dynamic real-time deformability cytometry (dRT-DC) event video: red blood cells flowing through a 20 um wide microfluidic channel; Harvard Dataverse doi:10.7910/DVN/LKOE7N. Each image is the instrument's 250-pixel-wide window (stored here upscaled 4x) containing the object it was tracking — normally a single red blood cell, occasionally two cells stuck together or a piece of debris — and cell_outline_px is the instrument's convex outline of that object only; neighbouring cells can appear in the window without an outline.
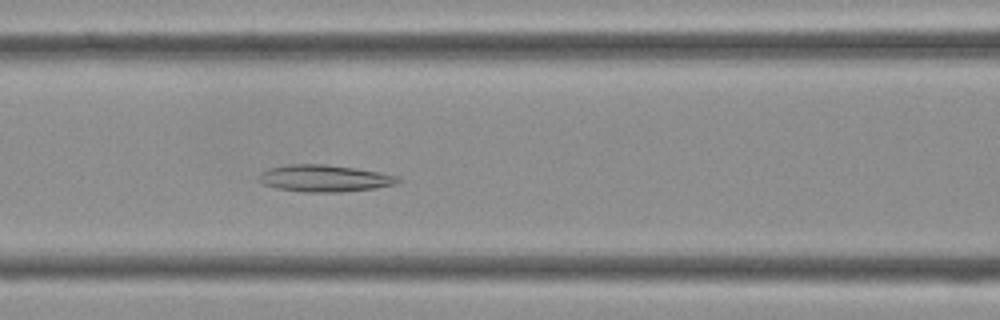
{"species": "Egyptian fruit bat (a non-hibernating species)", "species_latin": "Rousettus aegyptiacus", "temperature_condition": "cold", "stored_images_in_passage": 38, "camera_frame_rate_fps": 3000, "um_per_image_px": 0.085, "frame": {"image": 1, "passage_image": 13, "time_ms": 4.0, "image_size_px": [1000, 320], "cell_outline_px": [[404, 180], [396, 184], [376, 188], [340, 192], [304, 192], [276, 188], [264, 184], [260, 180], [260, 172], [268, 168], [288, 164], [324, 164], [356, 168], [380, 172], [396, 176]], "centroid_in_image_um": [27.61, 15.15], "position_along_channel_um": 139.0, "area_um2": 21.85}}
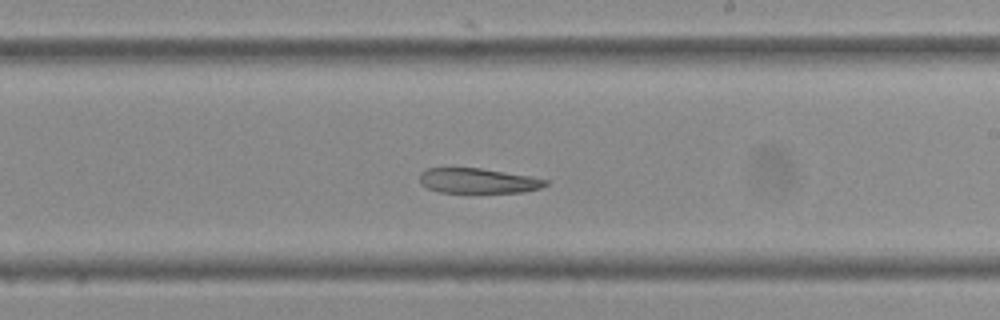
{"frame": {"image": 2, "passage_image": 20, "time_ms": 6.333, "image_size_px": [1000, 320], "cell_outline_px": [[548, 184], [540, 188], [524, 192], [440, 192], [428, 188], [420, 184], [420, 172], [428, 168], [480, 168], [532, 176], [548, 180]], "centroid_in_image_um": [40.64, 15.36], "position_along_channel_um": 248.4, "area_um2": 18.32}}
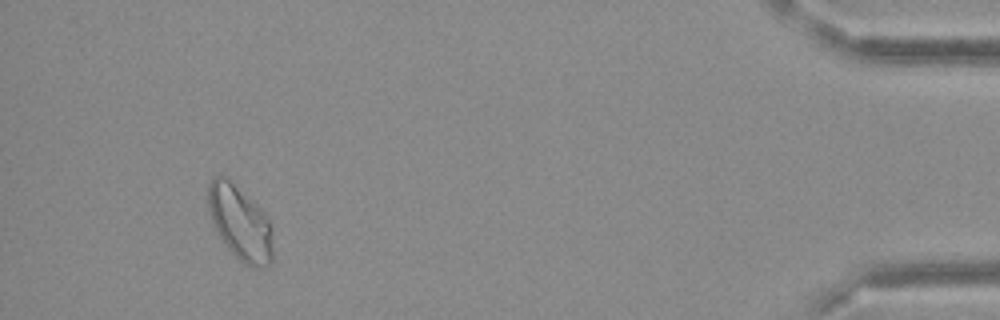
{"frame": {"image": 3, "passage_image": 35, "time_ms": 11.333, "image_size_px": [1000, 320], "cell_outline_px": [[272, 260], [264, 268], [244, 264], [228, 248], [216, 232], [208, 208], [208, 184], [212, 176], [228, 176], [264, 212], [272, 228]], "centroid_in_image_um": [20.39, 18.9], "position_along_channel_um": 414.8, "area_um2": 28.09}}